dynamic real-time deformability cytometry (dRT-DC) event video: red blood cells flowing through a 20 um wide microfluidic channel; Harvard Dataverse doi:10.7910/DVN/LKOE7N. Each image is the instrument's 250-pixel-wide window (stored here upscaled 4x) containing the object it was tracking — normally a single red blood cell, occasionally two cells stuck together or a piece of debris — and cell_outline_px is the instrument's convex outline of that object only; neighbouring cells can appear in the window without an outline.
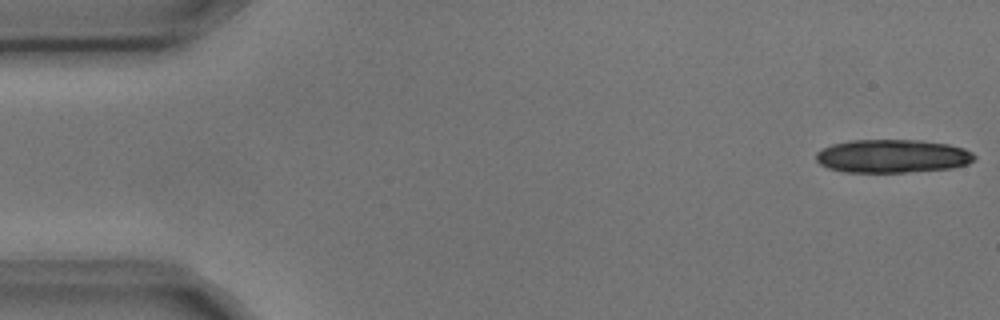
{"species": "common noctule bat (a hibernating species)", "species_latin": "Nyctalus noctula", "temperature_condition": "cold", "stored_images_in_passage": 5, "camera_frame_rate_fps": 3000, "um_per_image_px": 0.085, "animal": {"sex": "male", "body_mass_g": 17.9, "forearm_length_mm": 54.2}, "frame": {"image": 1, "passage_image": 1, "time_ms": 0.0, "image_size_px": [1000, 320], "cell_outline_px": [[976, 156], [968, 164], [952, 168], [904, 172], [844, 172], [828, 168], [820, 164], [816, 160], [816, 152], [832, 144], [852, 140], [920, 140], [948, 144], [964, 148], [972, 152]], "centroid_in_image_um": [75.85, 13.27], "position_along_channel_um": 9.1, "area_um2": 30.75}}
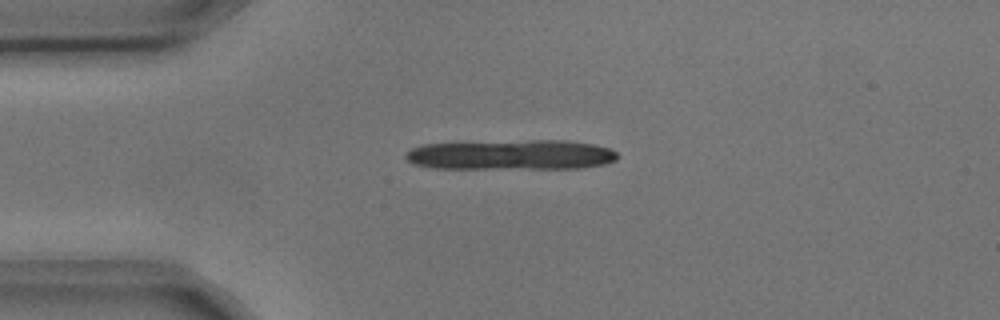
{"frame": {"image": 2, "passage_image": 4, "time_ms": 1.0, "image_size_px": [1000, 320], "cell_outline_px": [[616, 160], [604, 164], [580, 168], [432, 168], [412, 164], [404, 156], [412, 148], [424, 144], [528, 140], [568, 140], [592, 144], [608, 148], [616, 152]], "centroid_in_image_um": [43.44, 13.16], "position_along_channel_um": 41.6, "area_um2": 36.93}}
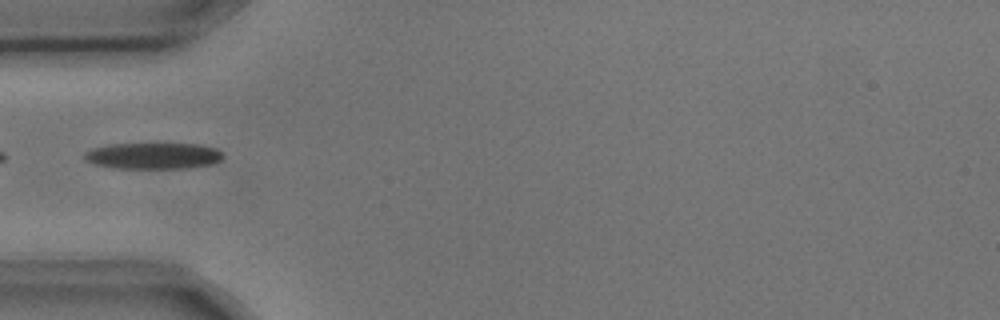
{"frame": {"image": 3, "passage_image": 5, "time_ms": 1.333, "image_size_px": [1000, 320], "cell_outline_px": [[224, 156], [220, 160], [212, 164], [184, 168], [112, 168], [92, 164], [84, 156], [84, 152], [92, 148], [108, 144], [196, 144], [216, 148]], "centroid_in_image_um": [12.99, 13.24], "position_along_channel_um": 72.0, "area_um2": 21.15}}